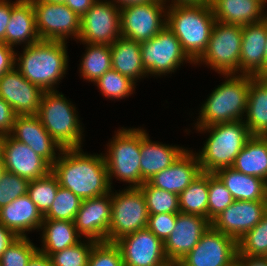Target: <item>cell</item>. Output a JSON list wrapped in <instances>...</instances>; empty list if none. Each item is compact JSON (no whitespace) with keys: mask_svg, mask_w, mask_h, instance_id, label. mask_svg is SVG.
<instances>
[{"mask_svg":"<svg viewBox=\"0 0 267 266\" xmlns=\"http://www.w3.org/2000/svg\"><path fill=\"white\" fill-rule=\"evenodd\" d=\"M80 148H64L52 165L51 172L59 185L71 190L81 200L111 192L104 155L90 154Z\"/></svg>","mask_w":267,"mask_h":266,"instance_id":"cell-1","label":"cell"},{"mask_svg":"<svg viewBox=\"0 0 267 266\" xmlns=\"http://www.w3.org/2000/svg\"><path fill=\"white\" fill-rule=\"evenodd\" d=\"M68 42L39 40L15 54V68L44 91H56L69 70ZM19 52V53H18Z\"/></svg>","mask_w":267,"mask_h":266,"instance_id":"cell-2","label":"cell"},{"mask_svg":"<svg viewBox=\"0 0 267 266\" xmlns=\"http://www.w3.org/2000/svg\"><path fill=\"white\" fill-rule=\"evenodd\" d=\"M224 78L207 99L201 103L199 116L193 127L244 120L250 82L253 75L222 74Z\"/></svg>","mask_w":267,"mask_h":266,"instance_id":"cell-3","label":"cell"},{"mask_svg":"<svg viewBox=\"0 0 267 266\" xmlns=\"http://www.w3.org/2000/svg\"><path fill=\"white\" fill-rule=\"evenodd\" d=\"M215 22L210 5L167 6L166 26L193 63L206 50Z\"/></svg>","mask_w":267,"mask_h":266,"instance_id":"cell-4","label":"cell"},{"mask_svg":"<svg viewBox=\"0 0 267 266\" xmlns=\"http://www.w3.org/2000/svg\"><path fill=\"white\" fill-rule=\"evenodd\" d=\"M197 133L208 135L196 155L202 172L215 173L218 169L232 167L236 156L252 136L243 120L206 127H194Z\"/></svg>","mask_w":267,"mask_h":266,"instance_id":"cell-5","label":"cell"},{"mask_svg":"<svg viewBox=\"0 0 267 266\" xmlns=\"http://www.w3.org/2000/svg\"><path fill=\"white\" fill-rule=\"evenodd\" d=\"M74 105L58 90L45 91L38 109L40 122L63 149L80 148L85 139V128Z\"/></svg>","mask_w":267,"mask_h":266,"instance_id":"cell-6","label":"cell"},{"mask_svg":"<svg viewBox=\"0 0 267 266\" xmlns=\"http://www.w3.org/2000/svg\"><path fill=\"white\" fill-rule=\"evenodd\" d=\"M105 146L103 155L111 187L114 178L128 183L126 188H139L145 183L140 172L141 127L117 129Z\"/></svg>","mask_w":267,"mask_h":266,"instance_id":"cell-7","label":"cell"},{"mask_svg":"<svg viewBox=\"0 0 267 266\" xmlns=\"http://www.w3.org/2000/svg\"><path fill=\"white\" fill-rule=\"evenodd\" d=\"M242 26L216 21L206 50L194 63L220 74H240Z\"/></svg>","mask_w":267,"mask_h":266,"instance_id":"cell-8","label":"cell"},{"mask_svg":"<svg viewBox=\"0 0 267 266\" xmlns=\"http://www.w3.org/2000/svg\"><path fill=\"white\" fill-rule=\"evenodd\" d=\"M140 49L148 77L171 76L185 63L194 66L183 51L180 41L167 26L150 40L141 42Z\"/></svg>","mask_w":267,"mask_h":266,"instance_id":"cell-9","label":"cell"},{"mask_svg":"<svg viewBox=\"0 0 267 266\" xmlns=\"http://www.w3.org/2000/svg\"><path fill=\"white\" fill-rule=\"evenodd\" d=\"M115 191V192H114ZM112 214L108 242L147 228L148 210L139 188L111 189Z\"/></svg>","mask_w":267,"mask_h":266,"instance_id":"cell-10","label":"cell"},{"mask_svg":"<svg viewBox=\"0 0 267 266\" xmlns=\"http://www.w3.org/2000/svg\"><path fill=\"white\" fill-rule=\"evenodd\" d=\"M166 11L163 0L120 8L121 36L139 43L150 40L166 26Z\"/></svg>","mask_w":267,"mask_h":266,"instance_id":"cell-11","label":"cell"},{"mask_svg":"<svg viewBox=\"0 0 267 266\" xmlns=\"http://www.w3.org/2000/svg\"><path fill=\"white\" fill-rule=\"evenodd\" d=\"M40 40L63 41L71 37L77 42L81 18L66 4L32 2Z\"/></svg>","mask_w":267,"mask_h":266,"instance_id":"cell-12","label":"cell"},{"mask_svg":"<svg viewBox=\"0 0 267 266\" xmlns=\"http://www.w3.org/2000/svg\"><path fill=\"white\" fill-rule=\"evenodd\" d=\"M119 37L120 7L109 0H97L81 17L77 42L111 45Z\"/></svg>","mask_w":267,"mask_h":266,"instance_id":"cell-13","label":"cell"},{"mask_svg":"<svg viewBox=\"0 0 267 266\" xmlns=\"http://www.w3.org/2000/svg\"><path fill=\"white\" fill-rule=\"evenodd\" d=\"M237 254V241L210 226L176 266H232Z\"/></svg>","mask_w":267,"mask_h":266,"instance_id":"cell-14","label":"cell"},{"mask_svg":"<svg viewBox=\"0 0 267 266\" xmlns=\"http://www.w3.org/2000/svg\"><path fill=\"white\" fill-rule=\"evenodd\" d=\"M124 266H169L164 243L148 228L127 234L114 242Z\"/></svg>","mask_w":267,"mask_h":266,"instance_id":"cell-15","label":"cell"},{"mask_svg":"<svg viewBox=\"0 0 267 266\" xmlns=\"http://www.w3.org/2000/svg\"><path fill=\"white\" fill-rule=\"evenodd\" d=\"M267 214V201L235 200L211 221V227L238 241Z\"/></svg>","mask_w":267,"mask_h":266,"instance_id":"cell-16","label":"cell"},{"mask_svg":"<svg viewBox=\"0 0 267 266\" xmlns=\"http://www.w3.org/2000/svg\"><path fill=\"white\" fill-rule=\"evenodd\" d=\"M211 226V222L200 215L176 213L175 227L164 242V252L171 264L176 265L188 254Z\"/></svg>","mask_w":267,"mask_h":266,"instance_id":"cell-17","label":"cell"},{"mask_svg":"<svg viewBox=\"0 0 267 266\" xmlns=\"http://www.w3.org/2000/svg\"><path fill=\"white\" fill-rule=\"evenodd\" d=\"M1 154L5 171L14 173L29 181L48 175L52 166L29 146L17 141L10 134L4 135Z\"/></svg>","mask_w":267,"mask_h":266,"instance_id":"cell-18","label":"cell"},{"mask_svg":"<svg viewBox=\"0 0 267 266\" xmlns=\"http://www.w3.org/2000/svg\"><path fill=\"white\" fill-rule=\"evenodd\" d=\"M112 201L111 192L106 195L82 200L74 225L78 234L84 239L96 242H108V232L111 222Z\"/></svg>","mask_w":267,"mask_h":266,"instance_id":"cell-19","label":"cell"},{"mask_svg":"<svg viewBox=\"0 0 267 266\" xmlns=\"http://www.w3.org/2000/svg\"><path fill=\"white\" fill-rule=\"evenodd\" d=\"M44 92L15 67L0 77V97L13 108L16 115H37Z\"/></svg>","mask_w":267,"mask_h":266,"instance_id":"cell-20","label":"cell"},{"mask_svg":"<svg viewBox=\"0 0 267 266\" xmlns=\"http://www.w3.org/2000/svg\"><path fill=\"white\" fill-rule=\"evenodd\" d=\"M10 135L29 146L51 166L63 150L44 128L37 115H16Z\"/></svg>","mask_w":267,"mask_h":266,"instance_id":"cell-21","label":"cell"},{"mask_svg":"<svg viewBox=\"0 0 267 266\" xmlns=\"http://www.w3.org/2000/svg\"><path fill=\"white\" fill-rule=\"evenodd\" d=\"M267 39V15L242 26L240 74L264 77V53Z\"/></svg>","mask_w":267,"mask_h":266,"instance_id":"cell-22","label":"cell"},{"mask_svg":"<svg viewBox=\"0 0 267 266\" xmlns=\"http://www.w3.org/2000/svg\"><path fill=\"white\" fill-rule=\"evenodd\" d=\"M200 173L202 170L196 153L187 148L171 166L156 173L148 182L156 188L179 195Z\"/></svg>","mask_w":267,"mask_h":266,"instance_id":"cell-23","label":"cell"},{"mask_svg":"<svg viewBox=\"0 0 267 266\" xmlns=\"http://www.w3.org/2000/svg\"><path fill=\"white\" fill-rule=\"evenodd\" d=\"M187 149L179 145L164 144L150 139L147 130L141 128L140 172L144 182H148L160 171L171 166Z\"/></svg>","mask_w":267,"mask_h":266,"instance_id":"cell-24","label":"cell"},{"mask_svg":"<svg viewBox=\"0 0 267 266\" xmlns=\"http://www.w3.org/2000/svg\"><path fill=\"white\" fill-rule=\"evenodd\" d=\"M43 219L27 193L0 208V223L18 237H27V233L38 232Z\"/></svg>","mask_w":267,"mask_h":266,"instance_id":"cell-25","label":"cell"},{"mask_svg":"<svg viewBox=\"0 0 267 266\" xmlns=\"http://www.w3.org/2000/svg\"><path fill=\"white\" fill-rule=\"evenodd\" d=\"M266 3L265 0H212L210 6L216 21L244 26L266 17Z\"/></svg>","mask_w":267,"mask_h":266,"instance_id":"cell-26","label":"cell"},{"mask_svg":"<svg viewBox=\"0 0 267 266\" xmlns=\"http://www.w3.org/2000/svg\"><path fill=\"white\" fill-rule=\"evenodd\" d=\"M35 12L30 0H19L11 10L10 21L5 32V44L17 48L38 42Z\"/></svg>","mask_w":267,"mask_h":266,"instance_id":"cell-27","label":"cell"},{"mask_svg":"<svg viewBox=\"0 0 267 266\" xmlns=\"http://www.w3.org/2000/svg\"><path fill=\"white\" fill-rule=\"evenodd\" d=\"M215 174L224 183L234 200L267 201V182L251 175L243 174L233 167L218 169Z\"/></svg>","mask_w":267,"mask_h":266,"instance_id":"cell-28","label":"cell"},{"mask_svg":"<svg viewBox=\"0 0 267 266\" xmlns=\"http://www.w3.org/2000/svg\"><path fill=\"white\" fill-rule=\"evenodd\" d=\"M112 69L135 83L148 78L143 67L140 43L124 37L117 38L111 45ZM139 80V81H138Z\"/></svg>","mask_w":267,"mask_h":266,"instance_id":"cell-29","label":"cell"},{"mask_svg":"<svg viewBox=\"0 0 267 266\" xmlns=\"http://www.w3.org/2000/svg\"><path fill=\"white\" fill-rule=\"evenodd\" d=\"M40 231L42 246L38 247V251L47 256L74 246L83 239L78 234L74 221L43 219Z\"/></svg>","mask_w":267,"mask_h":266,"instance_id":"cell-30","label":"cell"},{"mask_svg":"<svg viewBox=\"0 0 267 266\" xmlns=\"http://www.w3.org/2000/svg\"><path fill=\"white\" fill-rule=\"evenodd\" d=\"M243 121L251 135L267 136V77L252 78Z\"/></svg>","mask_w":267,"mask_h":266,"instance_id":"cell-31","label":"cell"},{"mask_svg":"<svg viewBox=\"0 0 267 266\" xmlns=\"http://www.w3.org/2000/svg\"><path fill=\"white\" fill-rule=\"evenodd\" d=\"M232 167L267 182V136L252 135L236 156Z\"/></svg>","mask_w":267,"mask_h":266,"instance_id":"cell-32","label":"cell"},{"mask_svg":"<svg viewBox=\"0 0 267 266\" xmlns=\"http://www.w3.org/2000/svg\"><path fill=\"white\" fill-rule=\"evenodd\" d=\"M81 43L86 47L80 59L79 75L84 81L95 83L106 71L112 68L110 45Z\"/></svg>","mask_w":267,"mask_h":266,"instance_id":"cell-33","label":"cell"},{"mask_svg":"<svg viewBox=\"0 0 267 266\" xmlns=\"http://www.w3.org/2000/svg\"><path fill=\"white\" fill-rule=\"evenodd\" d=\"M209 173L200 175L179 194L181 213L196 214L208 219Z\"/></svg>","mask_w":267,"mask_h":266,"instance_id":"cell-34","label":"cell"},{"mask_svg":"<svg viewBox=\"0 0 267 266\" xmlns=\"http://www.w3.org/2000/svg\"><path fill=\"white\" fill-rule=\"evenodd\" d=\"M99 92L109 100H123L135 93L136 83L117 70L106 71L95 83Z\"/></svg>","mask_w":267,"mask_h":266,"instance_id":"cell-35","label":"cell"},{"mask_svg":"<svg viewBox=\"0 0 267 266\" xmlns=\"http://www.w3.org/2000/svg\"><path fill=\"white\" fill-rule=\"evenodd\" d=\"M139 189L145 197L149 215L160 213L176 214L180 212L179 195L156 188L149 182H145Z\"/></svg>","mask_w":267,"mask_h":266,"instance_id":"cell-36","label":"cell"},{"mask_svg":"<svg viewBox=\"0 0 267 266\" xmlns=\"http://www.w3.org/2000/svg\"><path fill=\"white\" fill-rule=\"evenodd\" d=\"M59 186L58 179L52 172L29 182L27 194L42 216L49 211L53 204Z\"/></svg>","mask_w":267,"mask_h":266,"instance_id":"cell-37","label":"cell"},{"mask_svg":"<svg viewBox=\"0 0 267 266\" xmlns=\"http://www.w3.org/2000/svg\"><path fill=\"white\" fill-rule=\"evenodd\" d=\"M82 200L71 190L59 186L56 197L44 219L74 221Z\"/></svg>","mask_w":267,"mask_h":266,"instance_id":"cell-38","label":"cell"},{"mask_svg":"<svg viewBox=\"0 0 267 266\" xmlns=\"http://www.w3.org/2000/svg\"><path fill=\"white\" fill-rule=\"evenodd\" d=\"M237 246V255L267 256V214L237 241Z\"/></svg>","mask_w":267,"mask_h":266,"instance_id":"cell-39","label":"cell"},{"mask_svg":"<svg viewBox=\"0 0 267 266\" xmlns=\"http://www.w3.org/2000/svg\"><path fill=\"white\" fill-rule=\"evenodd\" d=\"M94 240L84 239L74 246L52 253L49 258L52 266H87Z\"/></svg>","mask_w":267,"mask_h":266,"instance_id":"cell-40","label":"cell"},{"mask_svg":"<svg viewBox=\"0 0 267 266\" xmlns=\"http://www.w3.org/2000/svg\"><path fill=\"white\" fill-rule=\"evenodd\" d=\"M208 220L211 222L235 200L215 173H209Z\"/></svg>","mask_w":267,"mask_h":266,"instance_id":"cell-41","label":"cell"},{"mask_svg":"<svg viewBox=\"0 0 267 266\" xmlns=\"http://www.w3.org/2000/svg\"><path fill=\"white\" fill-rule=\"evenodd\" d=\"M30 238L18 237L0 257L1 266H27L29 260L38 251Z\"/></svg>","mask_w":267,"mask_h":266,"instance_id":"cell-42","label":"cell"},{"mask_svg":"<svg viewBox=\"0 0 267 266\" xmlns=\"http://www.w3.org/2000/svg\"><path fill=\"white\" fill-rule=\"evenodd\" d=\"M87 266H124L120 249L114 242H96Z\"/></svg>","mask_w":267,"mask_h":266,"instance_id":"cell-43","label":"cell"},{"mask_svg":"<svg viewBox=\"0 0 267 266\" xmlns=\"http://www.w3.org/2000/svg\"><path fill=\"white\" fill-rule=\"evenodd\" d=\"M29 180L5 171L0 178V208L28 191Z\"/></svg>","mask_w":267,"mask_h":266,"instance_id":"cell-44","label":"cell"},{"mask_svg":"<svg viewBox=\"0 0 267 266\" xmlns=\"http://www.w3.org/2000/svg\"><path fill=\"white\" fill-rule=\"evenodd\" d=\"M175 222L176 214L160 213L149 215L147 228L164 243L173 231Z\"/></svg>","mask_w":267,"mask_h":266,"instance_id":"cell-45","label":"cell"},{"mask_svg":"<svg viewBox=\"0 0 267 266\" xmlns=\"http://www.w3.org/2000/svg\"><path fill=\"white\" fill-rule=\"evenodd\" d=\"M16 114L13 108L0 97V134H11Z\"/></svg>","mask_w":267,"mask_h":266,"instance_id":"cell-46","label":"cell"},{"mask_svg":"<svg viewBox=\"0 0 267 266\" xmlns=\"http://www.w3.org/2000/svg\"><path fill=\"white\" fill-rule=\"evenodd\" d=\"M16 49L0 42V77L15 67Z\"/></svg>","mask_w":267,"mask_h":266,"instance_id":"cell-47","label":"cell"},{"mask_svg":"<svg viewBox=\"0 0 267 266\" xmlns=\"http://www.w3.org/2000/svg\"><path fill=\"white\" fill-rule=\"evenodd\" d=\"M19 0H0V42L5 43V32L10 21L12 7Z\"/></svg>","mask_w":267,"mask_h":266,"instance_id":"cell-48","label":"cell"},{"mask_svg":"<svg viewBox=\"0 0 267 266\" xmlns=\"http://www.w3.org/2000/svg\"><path fill=\"white\" fill-rule=\"evenodd\" d=\"M97 0H66L65 4L78 16L82 17Z\"/></svg>","mask_w":267,"mask_h":266,"instance_id":"cell-49","label":"cell"},{"mask_svg":"<svg viewBox=\"0 0 267 266\" xmlns=\"http://www.w3.org/2000/svg\"><path fill=\"white\" fill-rule=\"evenodd\" d=\"M18 236L10 229L0 223V257Z\"/></svg>","mask_w":267,"mask_h":266,"instance_id":"cell-50","label":"cell"},{"mask_svg":"<svg viewBox=\"0 0 267 266\" xmlns=\"http://www.w3.org/2000/svg\"><path fill=\"white\" fill-rule=\"evenodd\" d=\"M241 266H267V256L237 255Z\"/></svg>","mask_w":267,"mask_h":266,"instance_id":"cell-51","label":"cell"},{"mask_svg":"<svg viewBox=\"0 0 267 266\" xmlns=\"http://www.w3.org/2000/svg\"><path fill=\"white\" fill-rule=\"evenodd\" d=\"M27 266H52L49 256L37 251L29 260Z\"/></svg>","mask_w":267,"mask_h":266,"instance_id":"cell-52","label":"cell"},{"mask_svg":"<svg viewBox=\"0 0 267 266\" xmlns=\"http://www.w3.org/2000/svg\"><path fill=\"white\" fill-rule=\"evenodd\" d=\"M167 6L176 5H211L212 0H163Z\"/></svg>","mask_w":267,"mask_h":266,"instance_id":"cell-53","label":"cell"},{"mask_svg":"<svg viewBox=\"0 0 267 266\" xmlns=\"http://www.w3.org/2000/svg\"><path fill=\"white\" fill-rule=\"evenodd\" d=\"M109 1L117 5L118 7L122 8L124 6L148 3V2L155 1V0H109Z\"/></svg>","mask_w":267,"mask_h":266,"instance_id":"cell-54","label":"cell"},{"mask_svg":"<svg viewBox=\"0 0 267 266\" xmlns=\"http://www.w3.org/2000/svg\"><path fill=\"white\" fill-rule=\"evenodd\" d=\"M31 2H47L54 4H65L66 0H30Z\"/></svg>","mask_w":267,"mask_h":266,"instance_id":"cell-55","label":"cell"},{"mask_svg":"<svg viewBox=\"0 0 267 266\" xmlns=\"http://www.w3.org/2000/svg\"><path fill=\"white\" fill-rule=\"evenodd\" d=\"M264 77H267V39H266V47L264 53Z\"/></svg>","mask_w":267,"mask_h":266,"instance_id":"cell-56","label":"cell"},{"mask_svg":"<svg viewBox=\"0 0 267 266\" xmlns=\"http://www.w3.org/2000/svg\"><path fill=\"white\" fill-rule=\"evenodd\" d=\"M4 172H5V165H4L3 157L0 151V178L2 177Z\"/></svg>","mask_w":267,"mask_h":266,"instance_id":"cell-57","label":"cell"},{"mask_svg":"<svg viewBox=\"0 0 267 266\" xmlns=\"http://www.w3.org/2000/svg\"><path fill=\"white\" fill-rule=\"evenodd\" d=\"M3 135L0 134V151H1V144H2Z\"/></svg>","mask_w":267,"mask_h":266,"instance_id":"cell-58","label":"cell"},{"mask_svg":"<svg viewBox=\"0 0 267 266\" xmlns=\"http://www.w3.org/2000/svg\"><path fill=\"white\" fill-rule=\"evenodd\" d=\"M232 266H241V265H240L239 262L237 261V262H235Z\"/></svg>","mask_w":267,"mask_h":266,"instance_id":"cell-59","label":"cell"}]
</instances>
